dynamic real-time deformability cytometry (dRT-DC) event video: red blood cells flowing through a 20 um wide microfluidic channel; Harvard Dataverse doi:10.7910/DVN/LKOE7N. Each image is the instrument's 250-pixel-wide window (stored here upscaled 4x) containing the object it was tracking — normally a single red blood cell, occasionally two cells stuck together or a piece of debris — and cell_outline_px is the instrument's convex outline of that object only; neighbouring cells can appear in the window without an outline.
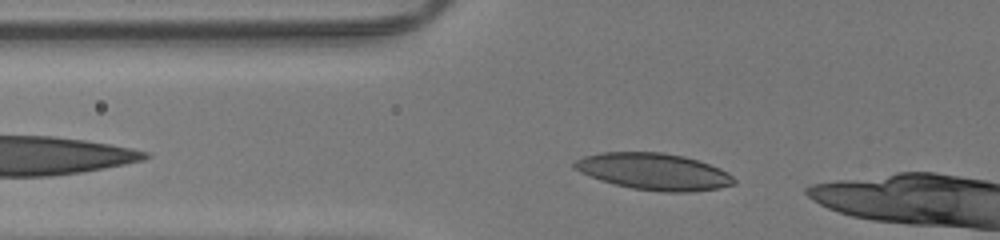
{"species": "human", "species_latin": "Homo sapiens", "temperature_condition": "room temperature", "stored_images_in_passage": 6, "camera_frame_rate_fps": 3000, "um_per_image_px": 0.085, "donor": {"sex": "male"}, "frame": {"image": 1, "passage_image": 2, "time_ms": 0.333, "image_size_px": [1000, 240], "cell_outline_px": [[736, 184], [716, 188], [692, 192], [668, 192], [632, 188], [600, 180], [588, 176], [572, 168], [572, 164], [576, 160], [584, 156], [604, 152], [660, 152], [684, 156], [720, 168], [728, 172], [736, 180]], "centroid_in_image_um": [55.56, 14.58], "position_along_channel_um": 70.2, "area_um2": 33.99}}